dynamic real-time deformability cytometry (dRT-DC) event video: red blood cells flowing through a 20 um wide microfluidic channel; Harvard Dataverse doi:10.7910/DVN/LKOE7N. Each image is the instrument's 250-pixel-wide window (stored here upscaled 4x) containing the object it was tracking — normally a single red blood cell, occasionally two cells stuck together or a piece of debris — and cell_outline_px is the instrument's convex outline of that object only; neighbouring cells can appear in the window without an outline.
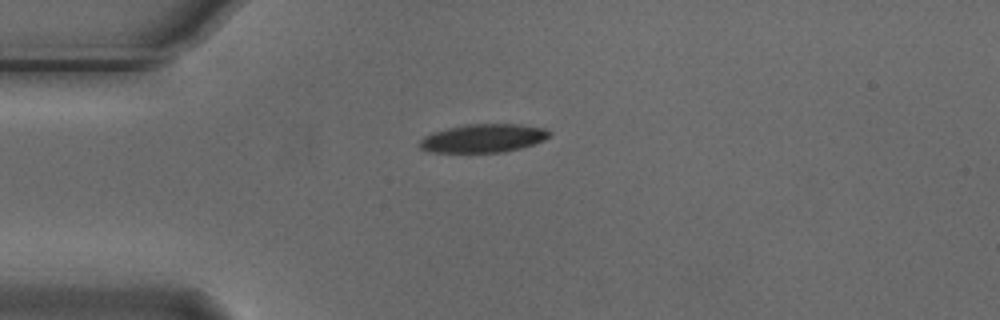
{"species": "Egyptian fruit bat (a non-hibernating species)", "species_latin": "Rousettus aegyptiacus", "temperature_condition": "cold", "stored_images_in_passage": 3, "camera_frame_rate_fps": 3000, "um_per_image_px": 0.085, "animal": {"sex": "male"}, "frame": {"image": 1, "passage_image": 1, "time_ms": 0.0, "image_size_px": [1000, 320], "cell_outline_px": [[552, 132], [544, 140], [520, 148], [504, 152], [432, 152], [420, 148], [420, 140], [424, 136], [432, 132], [464, 124], [520, 124], [544, 128]], "centroid_in_image_um": [41.07, 11.74], "position_along_channel_um": 43.9, "area_um2": 21.39}}
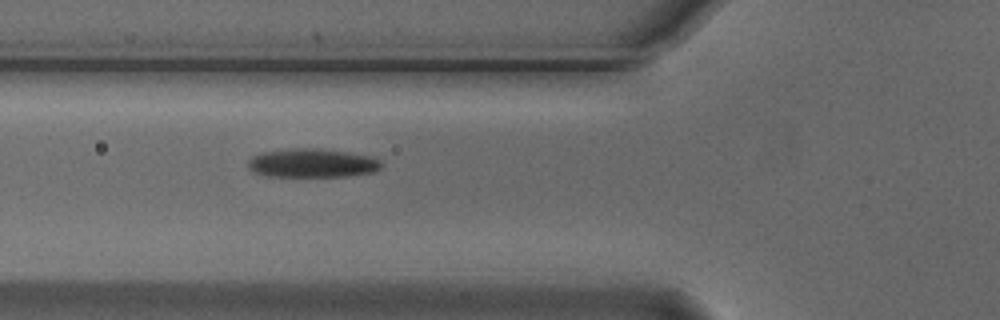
{"frame": {"image": 2, "passage_image": 3, "time_ms": 0.667, "image_size_px": [1000, 320], "cell_outline_px": [[384, 164], [380, 168], [372, 172], [344, 176], [264, 176], [252, 172], [248, 168], [248, 160], [252, 156], [260, 152], [292, 148], [320, 148], [376, 156]], "centroid_in_image_um": [26.53, 13.85], "position_along_channel_um": 99.3, "area_um2": 22.72}}